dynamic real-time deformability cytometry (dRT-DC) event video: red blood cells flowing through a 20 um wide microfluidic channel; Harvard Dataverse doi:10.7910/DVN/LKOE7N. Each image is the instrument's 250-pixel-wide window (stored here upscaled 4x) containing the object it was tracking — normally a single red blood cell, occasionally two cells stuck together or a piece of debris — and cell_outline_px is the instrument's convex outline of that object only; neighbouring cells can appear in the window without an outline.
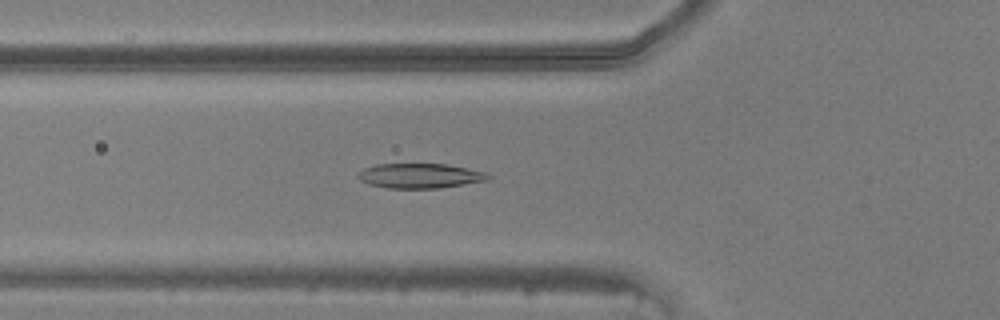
{"species": "common noctule bat (a hibernating species)", "species_latin": "Nyctalus noctula", "temperature_condition": "warm", "stored_images_in_passage": 43, "camera_frame_rate_fps": 3000, "um_per_image_px": 0.085, "animal": {"sex": "male", "body_mass_g": 20.5, "forearm_length_mm": 52.5}, "frame": {"image": 1, "passage_image": 12, "time_ms": 3.667, "image_size_px": [1000, 320], "cell_outline_px": [[492, 176], [488, 180], [440, 188], [388, 188], [368, 184], [360, 180], [356, 176], [356, 172], [364, 168], [376, 164], [448, 164], [484, 172]], "centroid_in_image_um": [35.65, 14.94], "position_along_channel_um": 90.1, "area_um2": 18.84}}
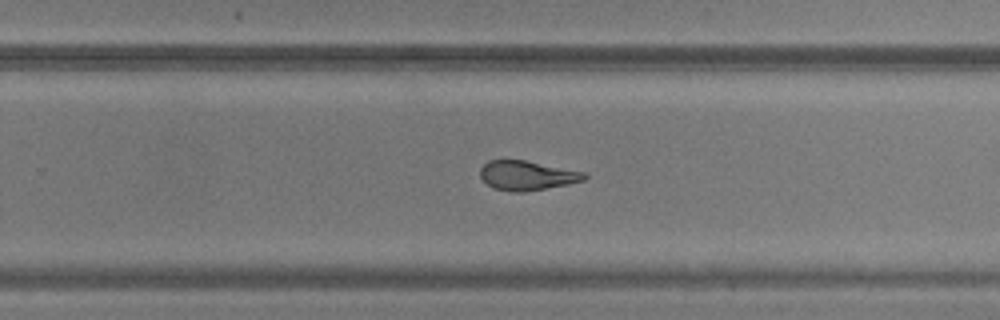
{"frame": {"image": 2, "passage_image": 26, "time_ms": 8.333, "image_size_px": [1000, 320], "cell_outline_px": [[588, 176], [584, 180], [568, 184], [524, 192], [512, 192], [496, 188], [488, 184], [480, 176], [480, 168], [488, 160], [524, 160], [584, 172]], "centroid_in_image_um": [44.79, 14.91], "position_along_channel_um": 285.0, "area_um2": 17.63}}
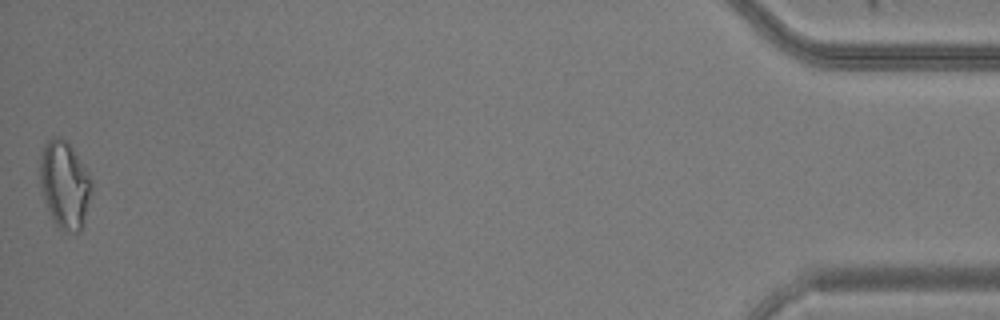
{"frame": {"image": 3, "passage_image": 43, "time_ms": 14.0, "image_size_px": [1000, 320], "cell_outline_px": [[92, 192], [84, 220], [80, 232], [72, 232], [60, 228], [56, 224], [44, 200], [40, 184], [40, 156], [44, 144], [52, 136], [60, 136], [68, 144], [88, 172], [92, 180]], "centroid_in_image_um": [5.49, 15.68], "position_along_channel_um": 429.7, "area_um2": 25.95}}